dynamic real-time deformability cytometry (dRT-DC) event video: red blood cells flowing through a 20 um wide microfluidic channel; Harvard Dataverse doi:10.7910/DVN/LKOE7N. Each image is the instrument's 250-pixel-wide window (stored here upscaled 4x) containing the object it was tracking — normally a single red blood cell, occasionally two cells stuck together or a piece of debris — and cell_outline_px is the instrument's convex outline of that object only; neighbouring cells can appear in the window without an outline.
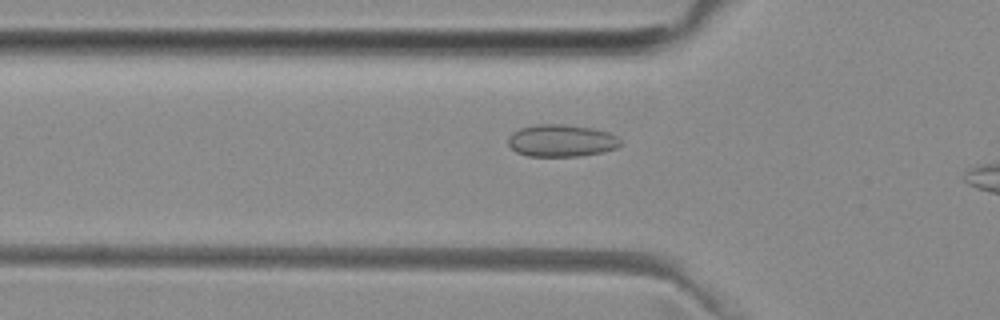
{"species": "common noctule bat (a hibernating species)", "species_latin": "Nyctalus noctula", "temperature_condition": "room temperature", "stored_images_in_passage": 42, "camera_frame_rate_fps": 3000, "um_per_image_px": 0.085, "animal": {"sex": "female", "body_mass_g": 29.2, "forearm_length_mm": 56.3}, "frame": {"image": 1, "passage_image": 17, "time_ms": 5.333, "image_size_px": [1000, 320], "cell_outline_px": [[624, 144], [616, 148], [604, 152], [580, 156], [528, 156], [516, 152], [508, 144], [508, 136], [512, 132], [520, 128], [536, 124], [564, 124], [592, 128], [608, 132], [616, 136]], "centroid_in_image_um": [47.72, 11.95], "position_along_channel_um": 78.1, "area_um2": 21.27}}
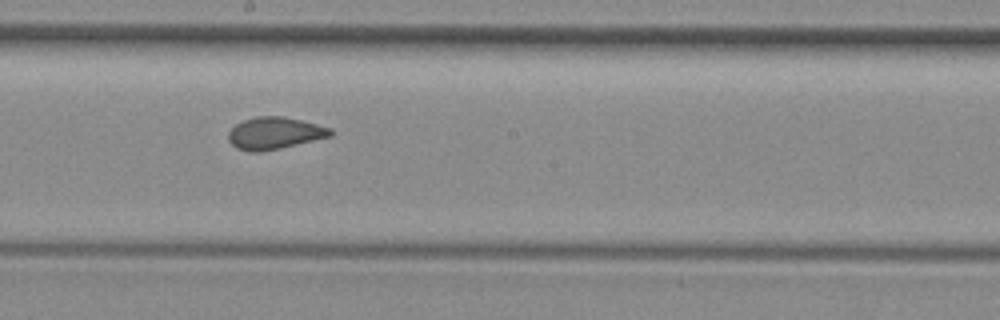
{"frame": {"image": 2, "passage_image": 28, "time_ms": 9.0, "image_size_px": [1000, 320], "cell_outline_px": [[332, 136], [280, 148], [260, 152], [248, 152], [236, 148], [228, 140], [228, 132], [236, 124], [244, 120], [256, 116], [284, 116], [332, 128]], "centroid_in_image_um": [23.32, 11.32], "position_along_channel_um": 224.9, "area_um2": 19.07}}
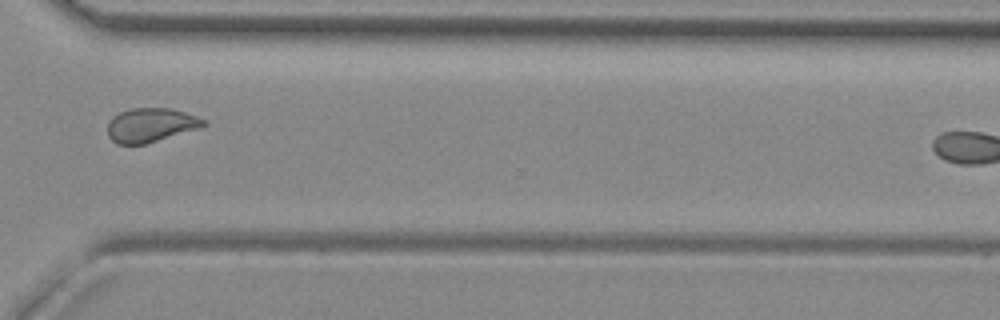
{"frame": {"image": 3, "passage_image": 38, "time_ms": 12.333, "image_size_px": [1000, 320], "cell_outline_px": [[208, 124], [200, 128], [144, 144], [116, 144], [108, 136], [108, 120], [112, 116], [120, 112], [132, 108], [168, 108], [184, 112], [196, 116], [204, 120]], "centroid_in_image_um": [12.79, 10.63], "position_along_channel_um": 357.8, "area_um2": 18.96}}